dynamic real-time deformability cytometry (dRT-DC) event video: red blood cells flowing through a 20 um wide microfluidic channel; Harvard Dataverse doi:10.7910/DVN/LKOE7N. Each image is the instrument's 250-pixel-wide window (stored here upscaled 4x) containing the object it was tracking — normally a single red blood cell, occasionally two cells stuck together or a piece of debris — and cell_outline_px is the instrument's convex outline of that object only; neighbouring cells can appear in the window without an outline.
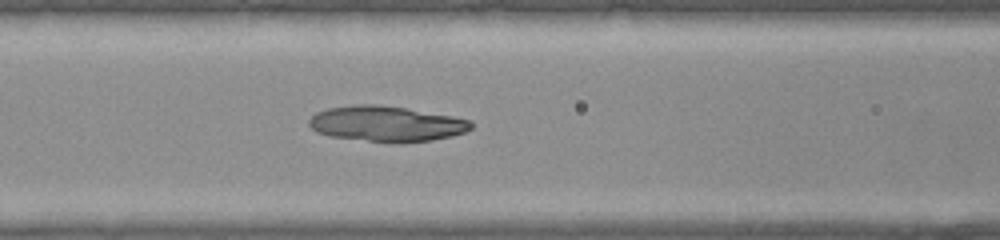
{"species": "common noctule bat (a hibernating species)", "species_latin": "Nyctalus noctula", "temperature_condition": "warm", "stored_images_in_passage": 40, "segment_of_instrument_passage": [1, 2], "camera_frame_rate_fps": 3000, "um_per_image_px": 0.085, "animal": {"sex": "female", "body_mass_g": 22.0, "forearm_length_mm": 56.7}, "frame": {"image": 1, "passage_image": 16, "time_ms": 5.0, "image_size_px": [1000, 240], "cell_outline_px": [[472, 128], [464, 132], [452, 136], [428, 140], [400, 144], [328, 136], [316, 132], [308, 124], [308, 120], [316, 112], [328, 108], [360, 104], [376, 104], [404, 108], [452, 116], [472, 120]], "centroid_in_image_um": [32.83, 10.53], "position_along_channel_um": 133.8, "area_um2": 33.52}}
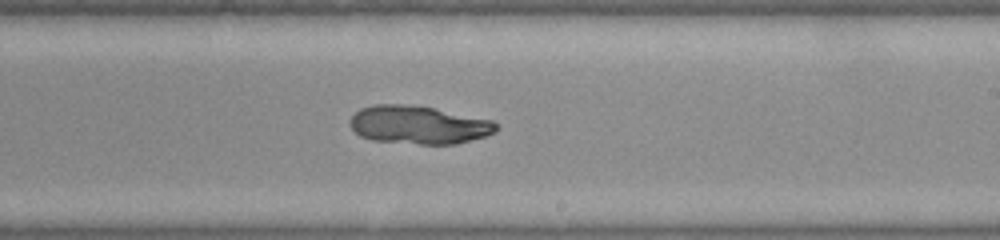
{"frame": {"image": 2, "passage_image": 23, "time_ms": 7.333, "image_size_px": [1000, 240], "cell_outline_px": [[496, 132], [488, 136], [456, 144], [420, 144], [372, 140], [360, 136], [348, 124], [352, 116], [360, 108], [372, 104], [404, 104], [432, 108], [492, 120], [496, 124]], "centroid_in_image_um": [35.56, 10.62], "position_along_channel_um": 253.4, "area_um2": 32.48}}
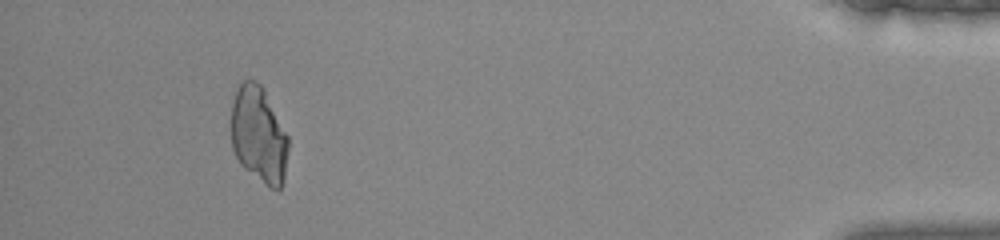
{"frame": {"image": 3, "passage_image": 36, "time_ms": 11.667, "image_size_px": [1000, 240], "cell_outline_px": [[288, 148], [284, 180], [280, 188], [268, 188], [244, 168], [240, 164], [232, 148], [232, 104], [236, 92], [240, 84], [244, 80], [252, 80], [260, 84], [264, 88], [288, 136]], "centroid_in_image_um": [22.0, 11.48], "position_along_channel_um": 413.2, "area_um2": 32.02}}